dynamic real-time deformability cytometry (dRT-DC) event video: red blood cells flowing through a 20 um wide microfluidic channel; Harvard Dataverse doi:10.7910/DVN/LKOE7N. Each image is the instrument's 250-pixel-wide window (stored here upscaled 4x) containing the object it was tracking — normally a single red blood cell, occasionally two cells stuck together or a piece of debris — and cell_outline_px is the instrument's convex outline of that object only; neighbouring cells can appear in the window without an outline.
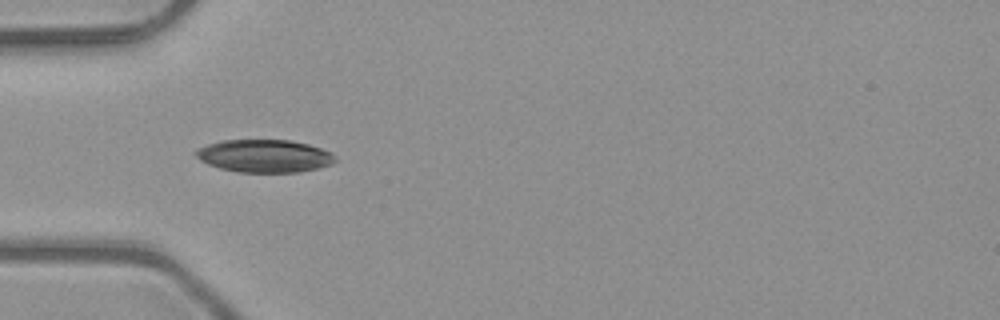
{"species": "common noctule bat (a hibernating species)", "species_latin": "Nyctalus noctula", "temperature_condition": "room temperature", "stored_images_in_passage": 7, "camera_frame_rate_fps": 3000, "um_per_image_px": 0.085, "animal": {"sex": "male", "body_mass_g": 23.1, "forearm_length_mm": 52.7}, "frame": {"image": 1, "passage_image": 4, "time_ms": 1.0, "image_size_px": [1000, 320], "cell_outline_px": [[336, 160], [332, 164], [300, 172], [236, 172], [220, 168], [208, 164], [200, 160], [192, 152], [196, 148], [220, 140], [288, 140], [308, 144], [332, 152], [336, 156]], "centroid_in_image_um": [22.45, 13.25], "position_along_channel_um": 62.6, "area_um2": 26.76}}
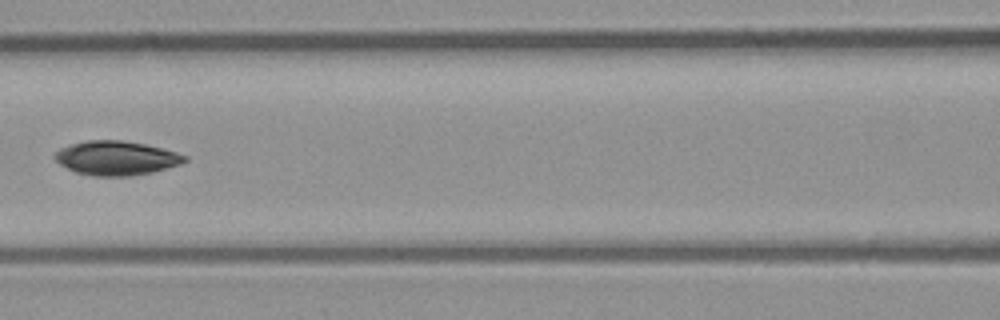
{"frame": {"image": 2, "passage_image": 6, "time_ms": 1.667, "image_size_px": [1000, 320], "cell_outline_px": [[188, 160], [180, 164], [152, 172], [132, 176], [92, 176], [76, 172], [60, 164], [52, 156], [60, 148], [68, 144], [88, 140], [120, 140], [144, 144], [176, 152], [188, 156]], "centroid_in_image_um": [9.86, 13.43], "position_along_channel_um": 156.7, "area_um2": 25.84}}
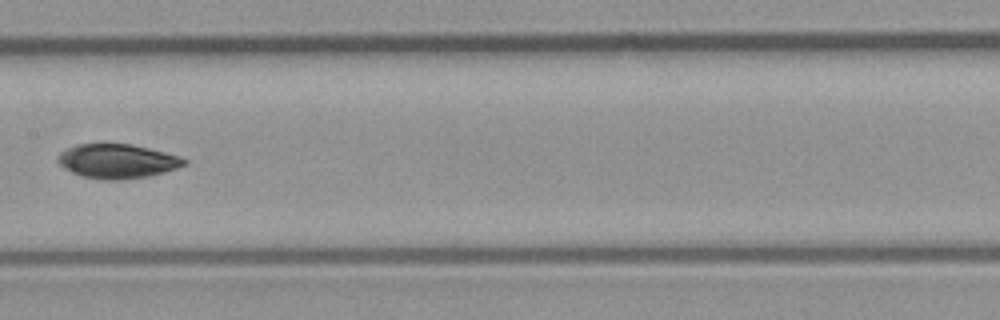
{"frame": {"image": 3, "passage_image": 7, "time_ms": 2.0, "image_size_px": [1000, 320], "cell_outline_px": [[188, 164], [164, 172], [148, 176], [124, 180], [104, 180], [80, 176], [64, 168], [56, 160], [60, 152], [68, 148], [80, 144], [132, 144], [180, 156], [188, 160]], "centroid_in_image_um": [9.98, 13.71], "position_along_channel_um": 197.4, "area_um2": 25.26}}